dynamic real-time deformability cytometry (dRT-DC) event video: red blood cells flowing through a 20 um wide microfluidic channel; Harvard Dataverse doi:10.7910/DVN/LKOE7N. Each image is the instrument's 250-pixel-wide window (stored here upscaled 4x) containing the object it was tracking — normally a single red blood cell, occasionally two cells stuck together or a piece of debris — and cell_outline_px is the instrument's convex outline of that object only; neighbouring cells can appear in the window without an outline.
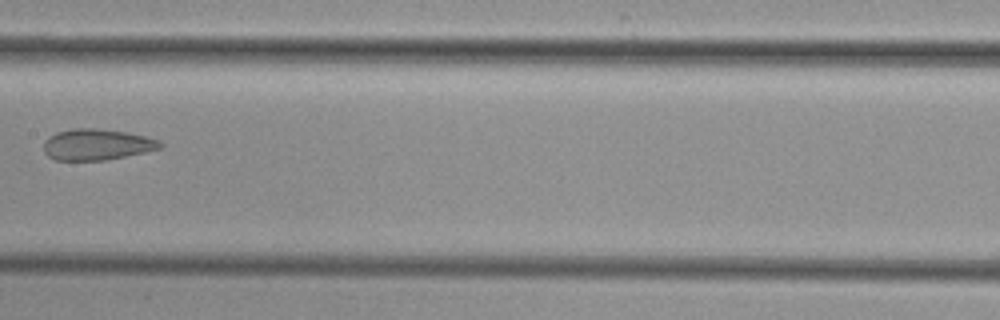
{"species": "common noctule bat (a hibernating species)", "species_latin": "Nyctalus noctula", "temperature_condition": "cold", "stored_images_in_passage": 6, "camera_frame_rate_fps": 3000, "um_per_image_px": 0.085, "animal": {"sex": "female", "body_mass_g": 29.2, "forearm_length_mm": 56.3}, "frame": {"image": 1, "passage_image": 5, "time_ms": 4.667, "image_size_px": [1000, 320], "cell_outline_px": [[164, 144], [160, 148], [144, 152], [104, 160], [56, 160], [48, 156], [44, 152], [44, 140], [48, 136], [56, 132], [72, 128], [96, 128], [128, 132], [160, 140]], "centroid_in_image_um": [8.21, 12.27], "position_along_channel_um": 199.2, "area_um2": 21.15}}
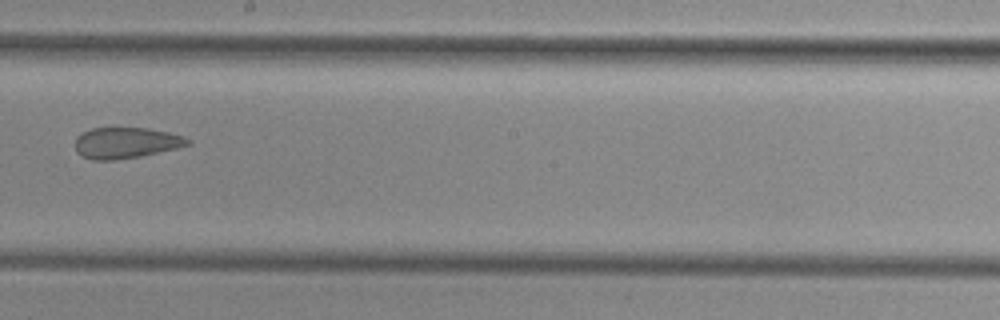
{"frame": {"image": 2, "passage_image": 6, "time_ms": 5.667, "image_size_px": [1000, 320], "cell_outline_px": [[192, 144], [176, 148], [140, 156], [116, 160], [92, 160], [76, 152], [76, 136], [92, 128], [148, 128], [168, 132], [184, 136], [192, 140]], "centroid_in_image_um": [10.73, 12.14], "position_along_channel_um": 237.5, "area_um2": 20.29}}